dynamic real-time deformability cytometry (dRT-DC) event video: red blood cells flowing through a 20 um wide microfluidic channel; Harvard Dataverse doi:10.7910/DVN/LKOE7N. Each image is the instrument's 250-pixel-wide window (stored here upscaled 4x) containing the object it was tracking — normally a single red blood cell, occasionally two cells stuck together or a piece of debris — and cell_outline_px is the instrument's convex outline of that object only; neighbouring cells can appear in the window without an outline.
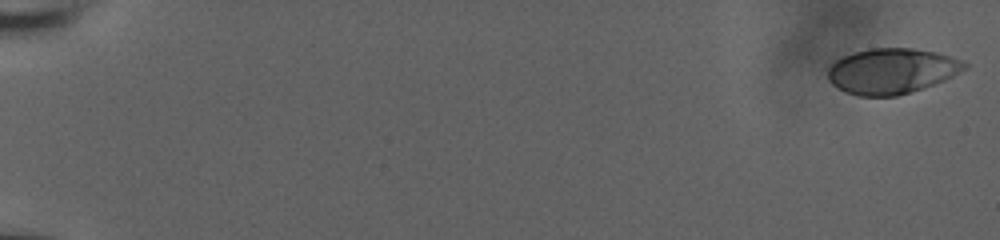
{"species": "human", "species_latin": "Homo sapiens", "temperature_condition": "room temperature", "stored_images_in_passage": 57, "camera_frame_rate_fps": 3000, "um_per_image_px": 0.085, "donor": {"sex": "male"}, "frame": {"image": 1, "passage_image": 1, "time_ms": 0.0, "image_size_px": [1000, 240], "cell_outline_px": [[968, 68], [944, 80], [896, 96], [860, 96], [844, 92], [832, 84], [828, 80], [828, 68], [836, 60], [844, 56], [868, 48], [912, 48], [936, 52], [952, 56], [968, 64]], "centroid_in_image_um": [75.79, 6.03], "position_along_channel_um": 9.2, "area_um2": 36.01}}
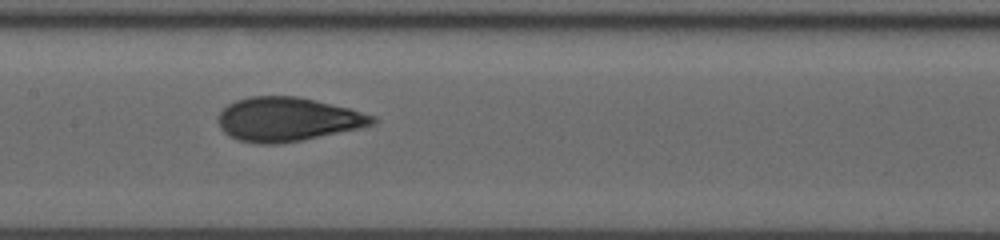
{"frame": {"image": 2, "passage_image": 31, "time_ms": 10.0, "image_size_px": [1000, 240], "cell_outline_px": [[380, 120], [376, 124], [364, 128], [304, 140], [276, 144], [260, 144], [240, 140], [224, 132], [220, 128], [220, 112], [228, 104], [236, 100], [252, 96], [296, 96], [316, 100], [348, 108], [376, 116]], "centroid_in_image_um": [24.54, 10.15], "position_along_channel_um": 182.9, "area_um2": 39.65}}
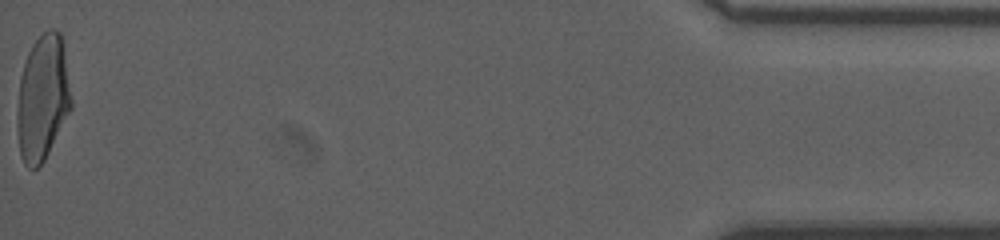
{"frame": {"image": 3, "passage_image": 57, "time_ms": 18.667, "image_size_px": [1000, 240], "cell_outline_px": [[72, 108], [44, 160], [36, 168], [28, 168], [24, 164], [20, 156], [16, 128], [16, 112], [20, 76], [28, 52], [32, 44], [48, 28], [56, 28], [60, 32], [72, 100]], "centroid_in_image_um": [3.6, 8.35], "position_along_channel_um": 431.6, "area_um2": 39.65}, "authors_computed_cell_mechanics": {"area_um2": 38.6104, "velocity_mm_per_s": 3.8657, "shape_relaxation_time_tau1_ms": 5.7273, "shape_relaxation_time_tau2_ms": 0.7954, "deformation_change_tau1": 0.2028, "deformation_change_tau2": 0.0596}}